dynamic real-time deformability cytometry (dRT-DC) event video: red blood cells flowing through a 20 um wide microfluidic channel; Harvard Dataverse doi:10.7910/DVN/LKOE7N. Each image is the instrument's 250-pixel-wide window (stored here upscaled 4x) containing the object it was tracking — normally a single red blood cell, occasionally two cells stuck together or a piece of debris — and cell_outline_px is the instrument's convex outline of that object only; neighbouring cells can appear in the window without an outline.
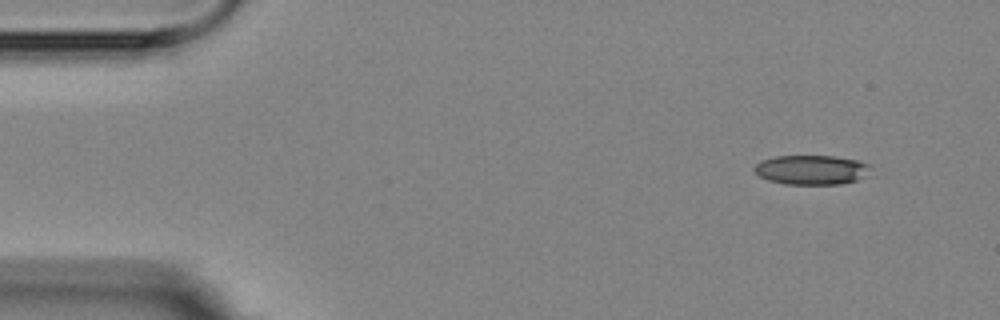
{"species": "Egyptian fruit bat (a non-hibernating species)", "species_latin": "Rousettus aegyptiacus", "temperature_condition": "room temperature", "stored_images_in_passage": 8, "camera_frame_rate_fps": 3000, "um_per_image_px": 0.085, "animal": {"sex": "female"}, "frame": {"image": 1, "passage_image": 1, "time_ms": 0.0, "image_size_px": [1000, 320], "cell_outline_px": [[872, 164], [856, 180], [840, 184], [784, 184], [768, 180], [760, 176], [752, 168], [760, 160], [776, 156], [832, 156], [856, 160]], "centroid_in_image_um": [68.89, 14.43], "position_along_channel_um": 16.1, "area_um2": 19.65}}
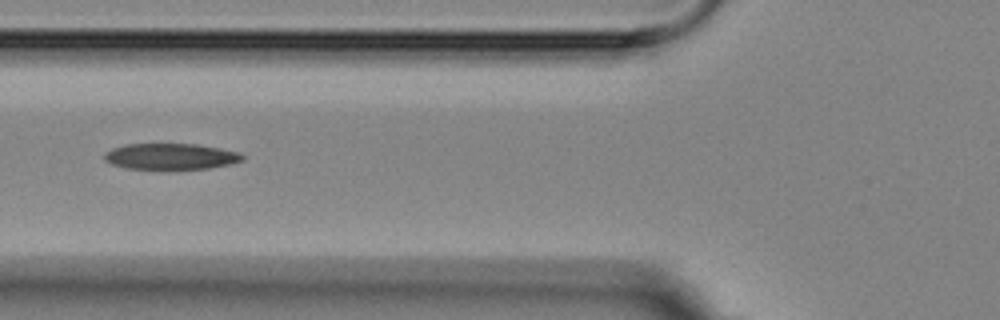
{"frame": {"image": 2, "passage_image": 5, "time_ms": 5.333, "image_size_px": [1000, 320], "cell_outline_px": [[244, 160], [232, 164], [208, 168], [124, 168], [112, 164], [104, 160], [104, 152], [112, 148], [124, 144], [196, 144], [220, 148], [240, 152], [244, 156]], "centroid_in_image_um": [14.52, 13.28], "position_along_channel_um": 111.3, "area_um2": 20.87}}
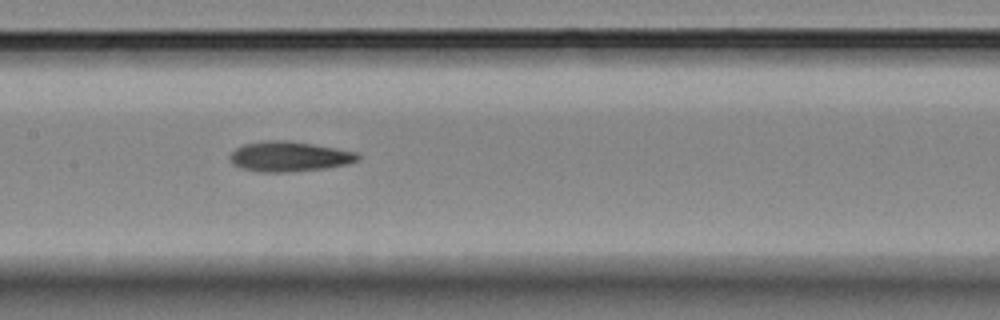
{"frame": {"image": 3, "passage_image": 7, "time_ms": 7.333, "image_size_px": [1000, 320], "cell_outline_px": [[360, 160], [348, 164], [324, 168], [288, 172], [260, 172], [240, 168], [232, 164], [228, 160], [228, 156], [236, 148], [244, 144], [264, 140], [284, 140], [312, 144], [336, 148], [356, 152], [360, 156]], "centroid_in_image_um": [24.55, 13.3], "position_along_channel_um": 182.9, "area_um2": 22.54}}